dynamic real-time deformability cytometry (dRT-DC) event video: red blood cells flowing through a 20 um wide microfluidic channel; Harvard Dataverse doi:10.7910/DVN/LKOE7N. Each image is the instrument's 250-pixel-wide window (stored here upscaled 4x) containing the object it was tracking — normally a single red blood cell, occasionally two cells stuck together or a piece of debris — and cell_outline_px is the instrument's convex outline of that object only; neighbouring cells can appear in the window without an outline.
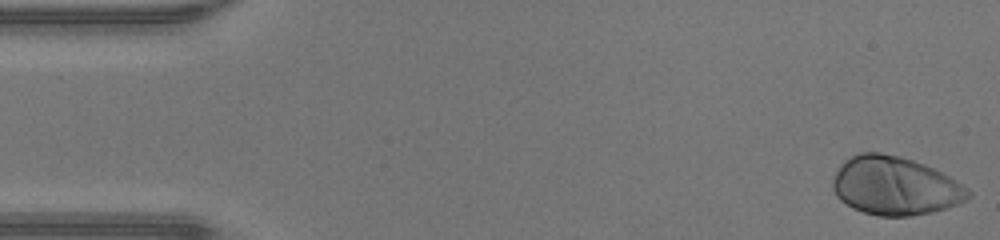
{"species": "human", "species_latin": "Homo sapiens", "temperature_condition": "warm", "stored_images_in_passage": 47, "camera_frame_rate_fps": 3000, "um_per_image_px": 0.085, "donor": {"sex": "male"}, "frame": {"image": 1, "passage_image": 1, "time_ms": 0.0, "image_size_px": [1000, 240], "cell_outline_px": [[972, 196], [956, 204], [932, 212], [908, 216], [880, 216], [864, 212], [852, 208], [840, 200], [836, 196], [832, 188], [832, 180], [840, 164], [844, 160], [860, 152], [880, 152], [900, 156], [924, 164], [948, 176], [968, 188], [972, 192]], "centroid_in_image_um": [76.04, 15.79], "position_along_channel_um": 9.0, "area_um2": 46.01}}
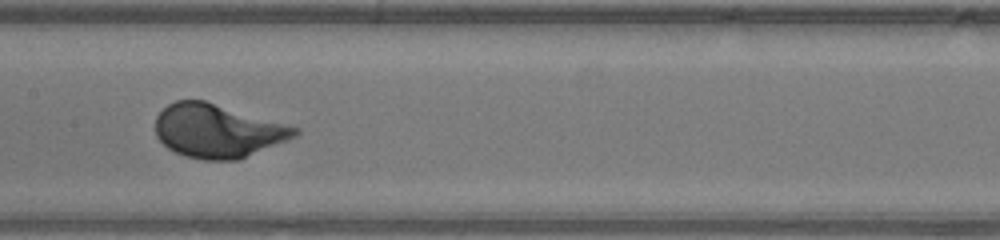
{"frame": {"image": 2, "passage_image": 23, "time_ms": 7.333, "image_size_px": [1000, 240], "cell_outline_px": [[300, 132], [296, 136], [236, 160], [204, 160], [184, 156], [168, 148], [156, 136], [156, 116], [168, 104], [176, 100], [204, 100], [300, 128]], "centroid_in_image_um": [18.47, 11.12], "position_along_channel_um": 188.9, "area_um2": 43.0}}
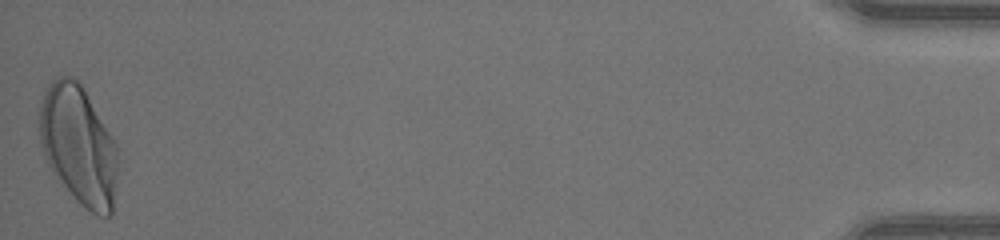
{"frame": {"image": 3, "passage_image": 47, "time_ms": 15.333, "image_size_px": [1000, 240], "cell_outline_px": [[116, 172], [112, 212], [108, 216], [100, 216], [84, 208], [76, 200], [52, 172], [44, 156], [40, 144], [40, 104], [44, 92], [52, 80], [60, 76], [72, 76], [84, 88], [112, 136], [116, 144]], "centroid_in_image_um": [6.66, 12.33], "position_along_channel_um": 428.5, "area_um2": 53.87}, "authors_computed_cell_mechanics": {"area_um2": 43.4078, "velocity_mm_per_s": 4.2995, "shape_relaxation_time_tau1_ms": 1.5857, "shape_relaxation_time_tau2_ms": null, "deformation_change_tau1": 0.1739, "deformation_change_tau2": null}}